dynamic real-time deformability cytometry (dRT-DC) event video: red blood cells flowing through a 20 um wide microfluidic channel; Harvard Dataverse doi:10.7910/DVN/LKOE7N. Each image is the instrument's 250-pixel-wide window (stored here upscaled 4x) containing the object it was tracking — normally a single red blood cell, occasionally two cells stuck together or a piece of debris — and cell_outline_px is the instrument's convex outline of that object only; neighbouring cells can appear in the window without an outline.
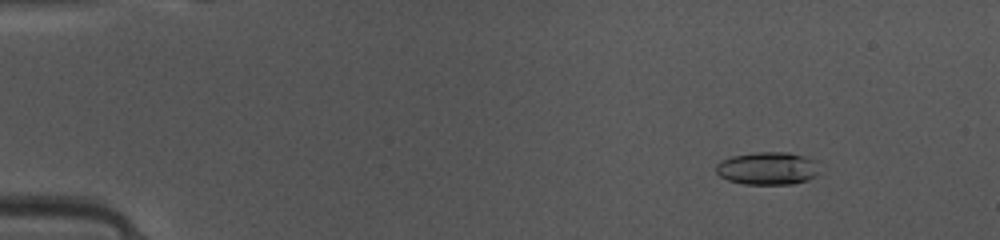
{"species": "common noctule bat (a hibernating species)", "species_latin": "Nyctalus noctula", "temperature_condition": "warm", "stored_images_in_passage": 50, "camera_frame_rate_fps": 3000, "um_per_image_px": 0.085, "animal": {"sex": "female", "body_mass_g": 10.0, "forearm_length_mm": 53.1}, "frame": {"image": 1, "passage_image": 7, "time_ms": 2.0, "image_size_px": [1000, 240], "cell_outline_px": [[816, 176], [808, 180], [792, 184], [744, 184], [728, 180], [720, 176], [716, 172], [716, 164], [732, 156], [756, 152], [788, 152], [804, 156], [816, 160]], "centroid_in_image_um": [65.24, 14.31], "position_along_channel_um": 19.8, "area_um2": 19.65}}
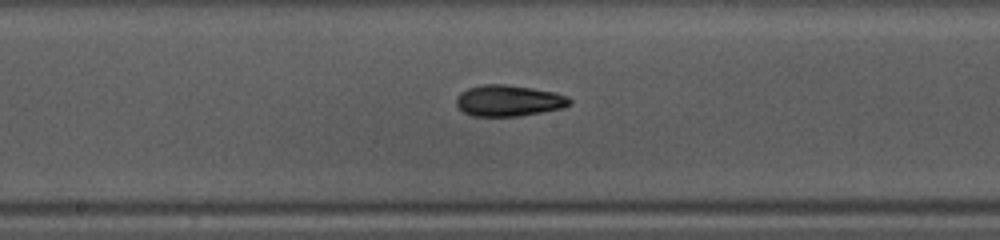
{"frame": {"image": 2, "passage_image": 27, "time_ms": 8.667, "image_size_px": [1000, 240], "cell_outline_px": [[572, 104], [564, 108], [516, 116], [472, 116], [464, 112], [456, 104], [456, 96], [460, 92], [468, 88], [484, 84], [508, 84], [556, 92], [568, 96], [572, 100]], "centroid_in_image_um": [43.26, 8.54], "position_along_channel_um": 204.9, "area_um2": 20.75}}
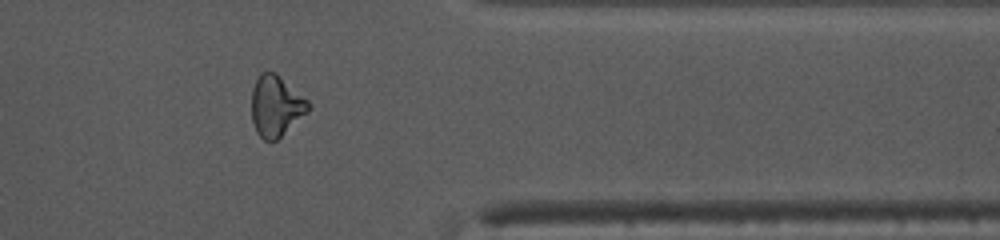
{"frame": {"image": 3, "passage_image": 41, "time_ms": 13.333, "image_size_px": [1000, 240], "cell_outline_px": [[308, 112], [276, 140], [264, 140], [256, 132], [252, 120], [252, 88], [260, 72], [276, 72], [308, 100]], "centroid_in_image_um": [23.44, 8.99], "position_along_channel_um": 388.0, "area_um2": 19.94}, "authors_computed_cell_mechanics": {"area_um2": 19.7676, "velocity_mm_per_s": 4.1259, "shape_relaxation_time_tau1_ms": 7.4773, "shape_relaxation_time_tau2_ms": 4.0851, "deformation_change_tau1": 0.229, "deformation_change_tau2": 0.1117}}